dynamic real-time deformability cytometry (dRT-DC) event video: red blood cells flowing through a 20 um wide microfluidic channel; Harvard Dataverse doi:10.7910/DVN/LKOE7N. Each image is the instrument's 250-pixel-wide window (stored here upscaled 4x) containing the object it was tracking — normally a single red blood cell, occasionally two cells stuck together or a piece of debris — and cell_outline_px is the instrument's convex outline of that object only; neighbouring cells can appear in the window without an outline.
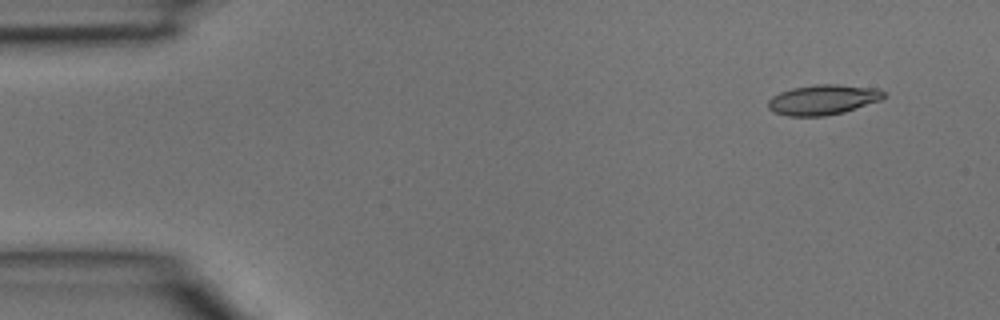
{"species": "common noctule bat (a hibernating species)", "species_latin": "Nyctalus noctula", "temperature_condition": "room temperature", "stored_images_in_passage": 3, "camera_frame_rate_fps": 3000, "um_per_image_px": 0.085, "animal": {"sex": "male", "body_mass_g": 15.6}, "frame": {"image": 1, "passage_image": 1, "time_ms": 0.0, "image_size_px": [1000, 320], "cell_outline_px": [[884, 96], [880, 100], [844, 112], [824, 116], [788, 116], [772, 112], [768, 108], [768, 100], [772, 96], [780, 92], [792, 88], [816, 84], [836, 84], [876, 88], [884, 92]], "centroid_in_image_um": [69.9, 8.48], "position_along_channel_um": 15.1, "area_um2": 20.23}}